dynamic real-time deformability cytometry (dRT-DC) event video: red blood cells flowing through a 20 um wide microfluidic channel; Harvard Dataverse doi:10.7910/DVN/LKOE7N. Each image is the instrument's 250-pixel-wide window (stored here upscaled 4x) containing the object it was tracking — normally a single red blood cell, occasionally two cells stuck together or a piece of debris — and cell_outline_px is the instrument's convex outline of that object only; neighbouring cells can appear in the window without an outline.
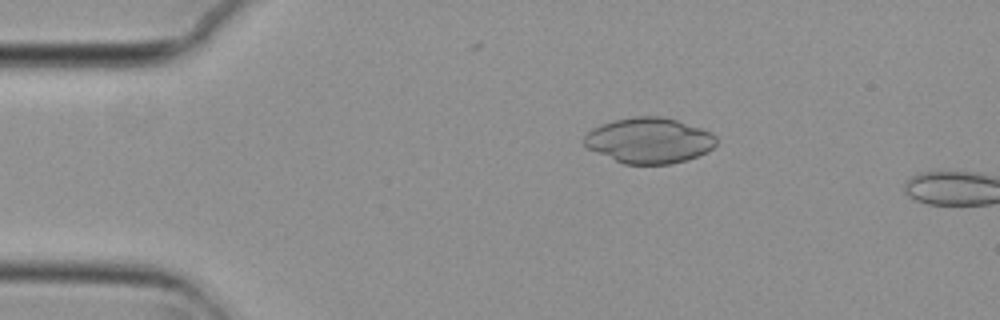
{"species": "common noctule bat (a hibernating species)", "species_latin": "Nyctalus noctula", "temperature_condition": "cold", "stored_images_in_passage": 7, "camera_frame_rate_fps": 3000, "um_per_image_px": 0.085, "animal": {"sex": "female", "body_mass_g": 29.2, "forearm_length_mm": 56.3}, "frame": {"image": 1, "passage_image": 5, "time_ms": 1.333, "image_size_px": [1000, 320], "cell_outline_px": [[716, 144], [708, 152], [688, 160], [672, 164], [624, 164], [588, 148], [584, 144], [584, 136], [592, 128], [600, 124], [616, 120], [636, 116], [660, 116], [676, 120], [712, 132], [716, 136]], "centroid_in_image_um": [55.2, 11.94], "position_along_channel_um": 29.8, "area_um2": 35.03}}